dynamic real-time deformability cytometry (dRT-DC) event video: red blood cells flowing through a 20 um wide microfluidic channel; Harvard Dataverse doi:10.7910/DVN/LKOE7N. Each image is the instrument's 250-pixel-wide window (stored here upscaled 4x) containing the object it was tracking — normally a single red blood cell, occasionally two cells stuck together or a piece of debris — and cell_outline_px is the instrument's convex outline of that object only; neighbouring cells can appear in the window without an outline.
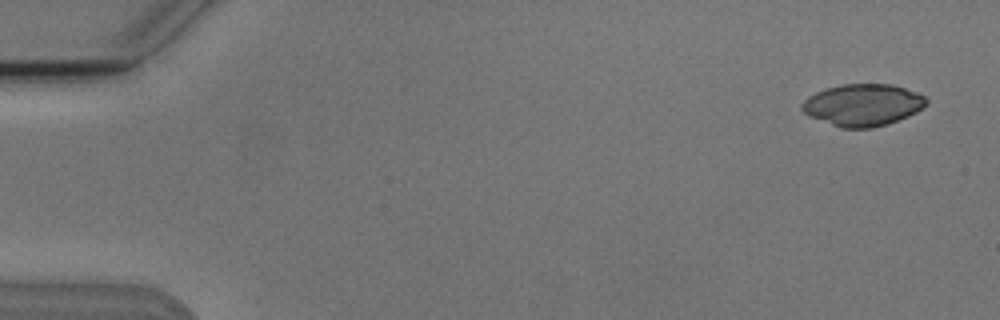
{"species": "Egyptian fruit bat (a non-hibernating species)", "species_latin": "Rousettus aegyptiacus", "temperature_condition": "cold", "stored_images_in_passage": 5, "camera_frame_rate_fps": 3000, "um_per_image_px": 0.085, "animal": {"sex": "male"}, "frame": {"image": 1, "passage_image": 1, "time_ms": 0.0, "image_size_px": [1000, 320], "cell_outline_px": [[928, 104], [916, 112], [908, 116], [888, 124], [872, 128], [840, 128], [808, 116], [800, 108], [800, 104], [808, 96], [824, 88], [840, 84], [892, 84], [916, 92], [924, 96], [928, 100]], "centroid_in_image_um": [73.31, 8.92], "position_along_channel_um": 11.7, "area_um2": 30.69}}